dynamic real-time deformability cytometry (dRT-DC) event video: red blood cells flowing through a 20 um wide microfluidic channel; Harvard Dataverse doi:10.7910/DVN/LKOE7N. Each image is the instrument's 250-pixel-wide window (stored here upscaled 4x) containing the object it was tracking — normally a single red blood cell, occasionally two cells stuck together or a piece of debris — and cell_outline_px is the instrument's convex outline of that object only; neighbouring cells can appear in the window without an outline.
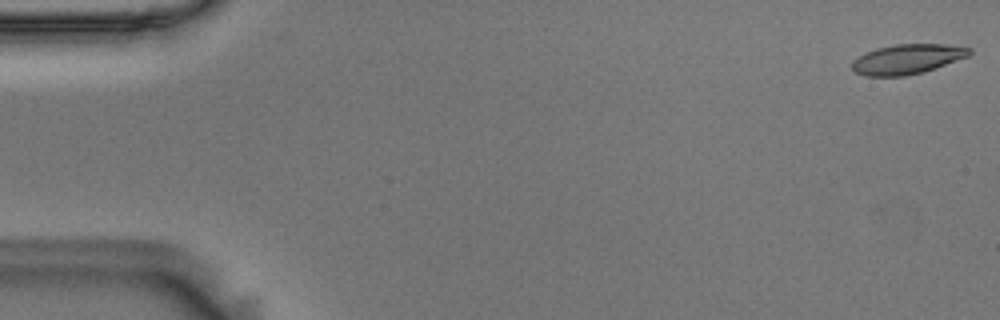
{"species": "Egyptian fruit bat (a non-hibernating species)", "species_latin": "Rousettus aegyptiacus", "temperature_condition": "room temperature", "stored_images_in_passage": 21, "camera_frame_rate_fps": 3000, "um_per_image_px": 0.085, "animal": {"sex": "male"}, "frame": {"image": 1, "passage_image": 1, "time_ms": 0.0, "image_size_px": [1000, 320], "cell_outline_px": [[972, 52], [968, 56], [924, 72], [904, 76], [864, 76], [856, 72], [852, 68], [852, 60], [876, 48], [896, 44], [948, 44], [972, 48]], "centroid_in_image_um": [77.13, 5.02], "position_along_channel_um": 7.9, "area_um2": 20.35}}
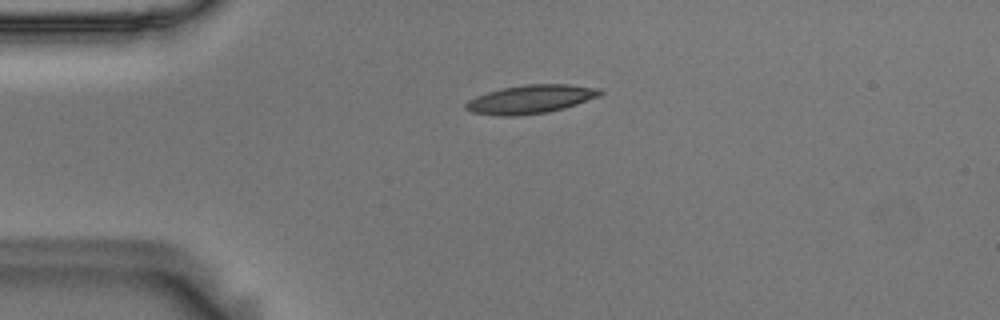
{"frame": {"image": 2, "passage_image": 13, "time_ms": 4.0, "image_size_px": [1000, 320], "cell_outline_px": [[604, 92], [600, 96], [564, 108], [548, 112], [516, 116], [496, 116], [472, 112], [464, 108], [464, 104], [468, 100], [476, 96], [488, 92], [504, 88], [524, 84], [568, 84], [600, 88]], "centroid_in_image_um": [45.1, 8.44], "position_along_channel_um": 39.9, "area_um2": 22.43}}
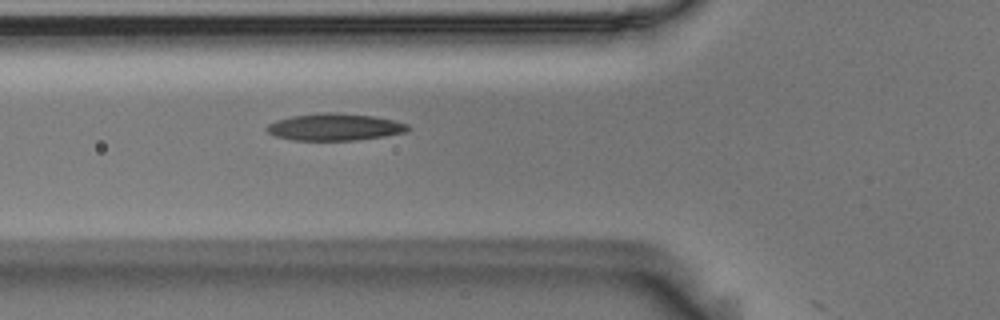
{"frame": {"image": 3, "passage_image": 20, "time_ms": 6.333, "image_size_px": [1000, 320], "cell_outline_px": [[412, 128], [408, 132], [384, 136], [356, 140], [292, 140], [276, 136], [268, 132], [264, 128], [268, 124], [276, 120], [292, 116], [324, 112], [336, 112], [372, 116], [392, 120], [408, 124]], "centroid_in_image_um": [28.46, 10.79], "position_along_channel_um": 97.3, "area_um2": 22.25}}